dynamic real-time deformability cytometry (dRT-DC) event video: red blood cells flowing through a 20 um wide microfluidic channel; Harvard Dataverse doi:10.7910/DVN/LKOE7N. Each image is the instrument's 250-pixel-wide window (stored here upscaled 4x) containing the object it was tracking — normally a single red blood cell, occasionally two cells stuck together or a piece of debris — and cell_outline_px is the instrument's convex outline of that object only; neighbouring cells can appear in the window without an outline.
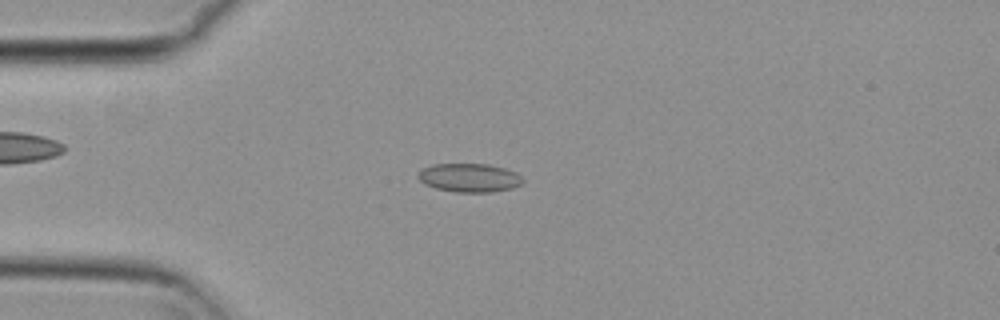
{"species": "common noctule bat (a hibernating species)", "species_latin": "Nyctalus noctula", "temperature_condition": "cold", "stored_images_in_passage": 55, "camera_frame_rate_fps": 3000, "um_per_image_px": 0.085, "animal": {"sex": "female", "body_mass_g": 29.2, "forearm_length_mm": 56.3}, "frame": {"image": 1, "passage_image": 14, "time_ms": 4.333, "image_size_px": [1000, 320], "cell_outline_px": [[524, 184], [512, 188], [492, 192], [456, 192], [436, 188], [424, 184], [416, 176], [424, 168], [432, 164], [488, 164], [504, 168], [516, 172], [524, 180]], "centroid_in_image_um": [39.92, 15.11], "position_along_channel_um": 45.1, "area_um2": 17.51}}
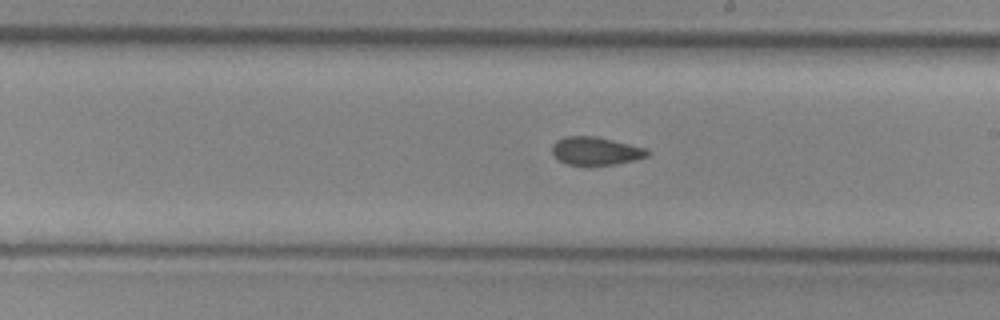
{"frame": {"image": 2, "passage_image": 31, "time_ms": 10.0, "image_size_px": [1000, 320], "cell_outline_px": [[652, 152], [648, 156], [636, 160], [616, 164], [588, 168], [584, 168], [568, 164], [560, 160], [552, 152], [552, 144], [556, 140], [564, 136], [596, 136], [644, 148]], "centroid_in_image_um": [50.62, 12.87], "position_along_channel_um": 238.4, "area_um2": 16.13}}
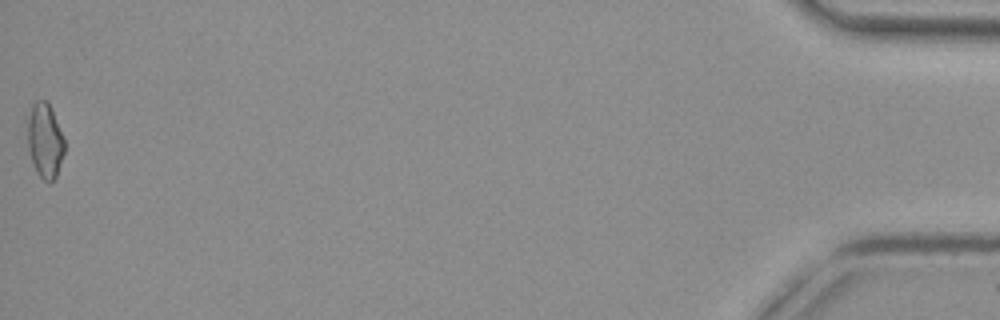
{"frame": {"image": 3, "passage_image": 55, "time_ms": 18.0, "image_size_px": [1000, 320], "cell_outline_px": [[64, 152], [56, 176], [48, 184], [36, 172], [28, 148], [28, 116], [32, 104], [36, 100], [48, 100], [64, 136]], "centroid_in_image_um": [3.82, 11.92], "position_along_channel_um": 431.4, "area_um2": 16.13}, "authors_computed_cell_mechanics": {"area_um2": 16.184, "velocity_mm_per_s": 3.7314, "shape_relaxation_time_tau1_ms": null, "shape_relaxation_time_tau2_ms": 2.1822, "deformation_change_tau1": null, "deformation_change_tau2": 0.0799}}